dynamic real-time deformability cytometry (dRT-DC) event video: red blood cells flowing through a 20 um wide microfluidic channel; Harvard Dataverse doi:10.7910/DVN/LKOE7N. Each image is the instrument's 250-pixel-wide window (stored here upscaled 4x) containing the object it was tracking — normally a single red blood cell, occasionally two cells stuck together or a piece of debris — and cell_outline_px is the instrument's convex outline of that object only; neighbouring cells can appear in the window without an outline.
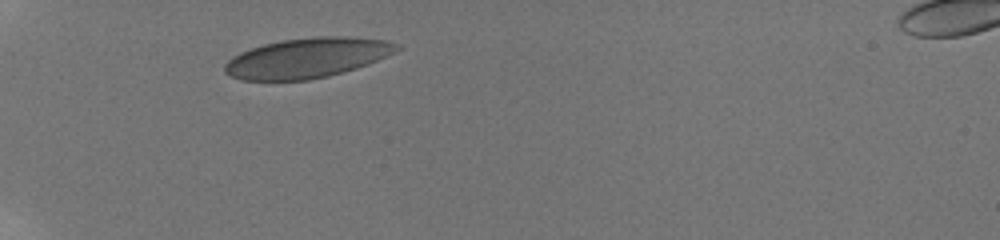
{"species": "human", "species_latin": "Homo sapiens", "temperature_condition": "room temperature", "stored_images_in_passage": 28, "camera_frame_rate_fps": 3000, "um_per_image_px": 0.085, "donor": {"sex": "male"}, "frame": {"image": 1, "passage_image": 1, "time_ms": 0.0, "image_size_px": [1000, 240], "cell_outline_px": [[400, 48], [396, 52], [368, 64], [344, 72], [328, 76], [308, 80], [244, 80], [232, 76], [224, 72], [224, 64], [232, 56], [240, 52], [264, 44], [280, 40], [320, 36], [348, 36], [388, 40], [400, 44]], "centroid_in_image_um": [26.14, 4.91], "position_along_channel_um": 58.9, "area_um2": 40.17}}
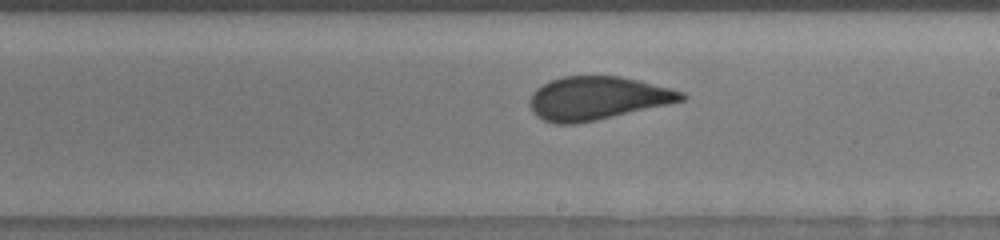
{"frame": {"image": 2, "passage_image": 15, "time_ms": 5.333, "image_size_px": [1000, 240], "cell_outline_px": [[688, 96], [684, 100], [668, 104], [596, 120], [576, 124], [556, 124], [544, 120], [536, 116], [532, 112], [528, 104], [528, 100], [532, 92], [536, 88], [552, 80], [564, 76], [620, 76], [672, 88], [684, 92]], "centroid_in_image_um": [50.75, 8.35], "position_along_channel_um": 238.3, "area_um2": 38.32}}
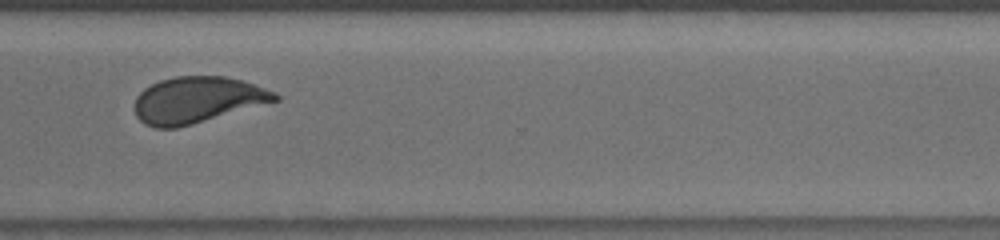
{"frame": {"image": 3, "passage_image": 22, "time_ms": 8.333, "image_size_px": [1000, 240], "cell_outline_px": [[280, 100], [192, 124], [176, 128], [156, 128], [144, 124], [136, 116], [136, 96], [144, 88], [160, 80], [176, 76], [224, 76], [240, 80], [276, 92], [280, 96]], "centroid_in_image_um": [16.76, 8.49], "position_along_channel_um": 353.8, "area_um2": 37.63}}